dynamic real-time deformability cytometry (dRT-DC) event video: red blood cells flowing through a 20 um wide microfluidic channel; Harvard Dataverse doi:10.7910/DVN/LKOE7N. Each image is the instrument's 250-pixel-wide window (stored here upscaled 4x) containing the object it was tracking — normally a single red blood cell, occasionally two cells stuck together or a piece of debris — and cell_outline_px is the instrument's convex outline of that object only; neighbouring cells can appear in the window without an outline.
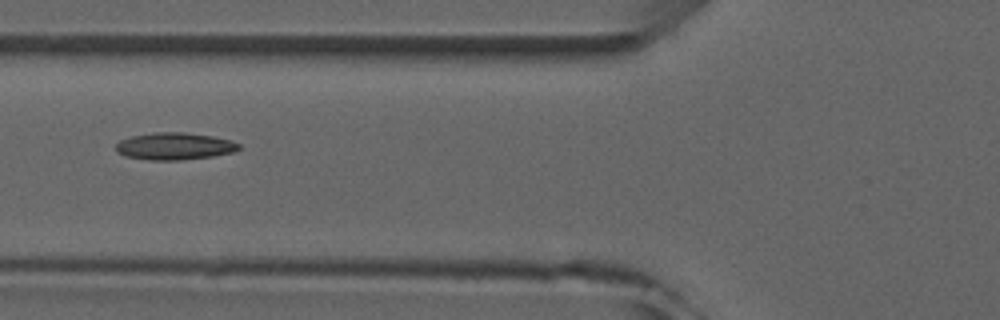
{"species": "common noctule bat (a hibernating species)", "species_latin": "Nyctalus noctula", "temperature_condition": "room temperature", "stored_images_in_passage": 6, "camera_frame_rate_fps": 3000, "um_per_image_px": 0.085, "animal": {"sex": "male", "forearm_length_mm": 52.5}, "frame": {"image": 1, "passage_image": 5, "time_ms": 5.333, "image_size_px": [1000, 320], "cell_outline_px": [[240, 148], [236, 152], [212, 156], [180, 160], [148, 160], [124, 156], [116, 152], [116, 144], [120, 140], [132, 136], [152, 132], [184, 132], [212, 136], [232, 140], [240, 144]], "centroid_in_image_um": [14.84, 12.43], "position_along_channel_um": 111.0, "area_um2": 19.65}}
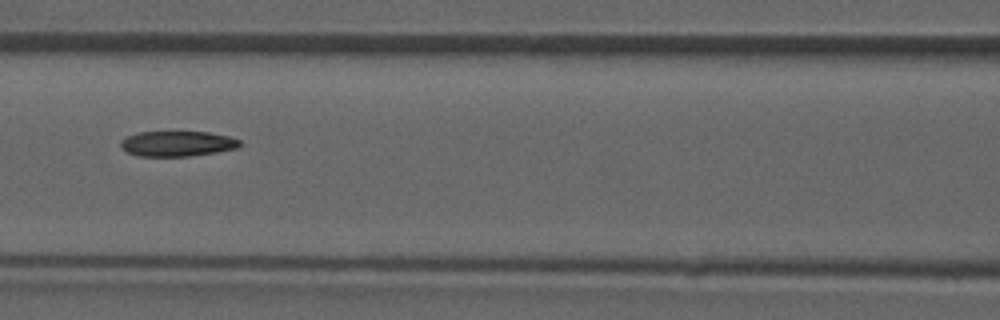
{"frame": {"image": 2, "passage_image": 6, "time_ms": 6.333, "image_size_px": [1000, 320], "cell_outline_px": [[240, 144], [236, 148], [216, 152], [188, 156], [136, 156], [120, 148], [120, 140], [136, 132], [208, 132], [228, 136], [240, 140]], "centroid_in_image_um": [15.02, 12.21], "position_along_channel_um": 151.6, "area_um2": 17.51}}